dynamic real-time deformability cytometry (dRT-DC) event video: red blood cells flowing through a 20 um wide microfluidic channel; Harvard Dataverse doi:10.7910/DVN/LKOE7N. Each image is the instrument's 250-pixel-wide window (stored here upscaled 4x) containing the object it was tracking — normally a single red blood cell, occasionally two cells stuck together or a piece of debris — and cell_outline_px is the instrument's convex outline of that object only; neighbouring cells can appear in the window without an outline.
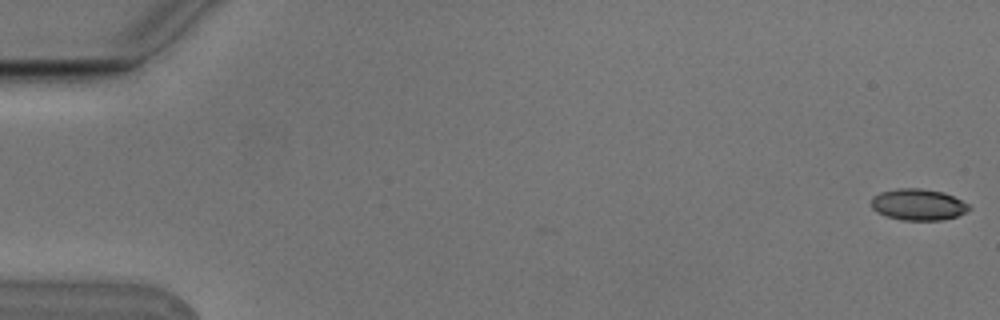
{"species": "Egyptian fruit bat (a non-hibernating species)", "species_latin": "Rousettus aegyptiacus", "temperature_condition": "cold", "stored_images_in_passage": 11, "camera_frame_rate_fps": 3000, "um_per_image_px": 0.085, "animal": {"sex": "male"}, "frame": {"image": 1, "passage_image": 1, "time_ms": 0.0, "image_size_px": [1000, 320], "cell_outline_px": [[972, 208], [956, 216], [940, 220], [900, 220], [876, 212], [872, 208], [872, 196], [880, 192], [896, 188], [920, 188], [944, 192], [968, 204]], "centroid_in_image_um": [78.01, 17.38], "position_along_channel_um": 7.0, "area_um2": 17.8}}
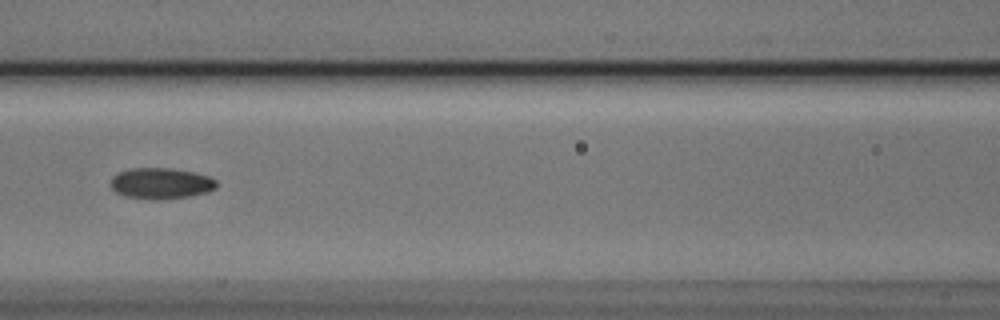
{"frame": {"image": 2, "passage_image": 7, "time_ms": 2.0, "image_size_px": [1000, 320], "cell_outline_px": [[216, 188], [208, 192], [188, 196], [152, 200], [124, 196], [116, 192], [112, 188], [112, 176], [120, 172], [132, 168], [172, 168], [192, 172], [208, 176], [216, 180]], "centroid_in_image_um": [13.68, 15.59], "position_along_channel_um": 152.9, "area_um2": 18.96}}
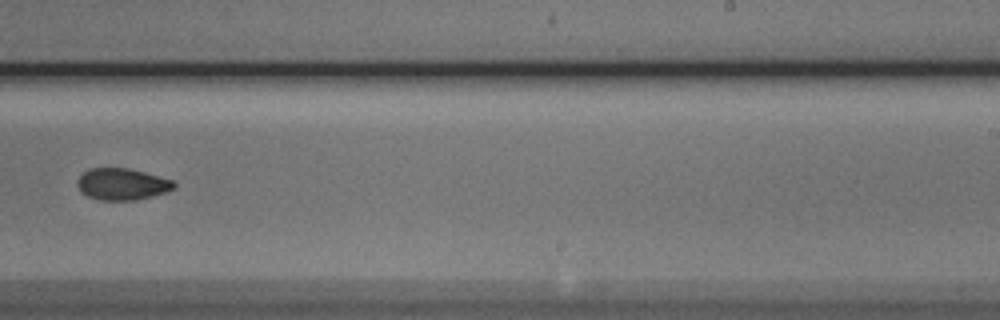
{"frame": {"image": 3, "passage_image": 10, "time_ms": 3.0, "image_size_px": [1000, 320], "cell_outline_px": [[176, 188], [168, 192], [136, 200], [100, 200], [88, 196], [80, 192], [76, 184], [76, 180], [84, 172], [92, 168], [128, 168], [144, 172], [172, 180], [176, 184]], "centroid_in_image_um": [10.38, 15.66], "position_along_channel_um": 278.6, "area_um2": 17.92}}